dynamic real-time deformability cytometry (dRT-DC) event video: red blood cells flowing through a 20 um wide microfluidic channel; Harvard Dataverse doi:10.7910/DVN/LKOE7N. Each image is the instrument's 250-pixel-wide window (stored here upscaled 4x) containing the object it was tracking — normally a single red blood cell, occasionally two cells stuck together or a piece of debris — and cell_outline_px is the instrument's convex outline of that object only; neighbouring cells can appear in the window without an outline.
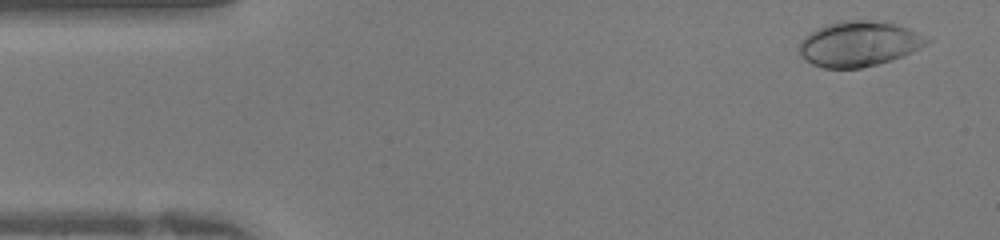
{"species": "human", "species_latin": "Homo sapiens", "temperature_condition": "warm", "stored_images_in_passage": 41, "camera_frame_rate_fps": 3000, "um_per_image_px": 0.085, "donor": {"sex": "female"}, "frame": {"image": 1, "passage_image": 2, "time_ms": 0.333, "image_size_px": [1000, 240], "cell_outline_px": [[932, 40], [920, 48], [912, 52], [876, 64], [860, 68], [824, 68], [812, 64], [804, 60], [800, 56], [800, 40], [804, 36], [816, 28], [840, 20], [868, 20], [892, 24], [908, 28], [928, 36]], "centroid_in_image_um": [72.98, 3.72], "position_along_channel_um": 12.0, "area_um2": 33.47}}
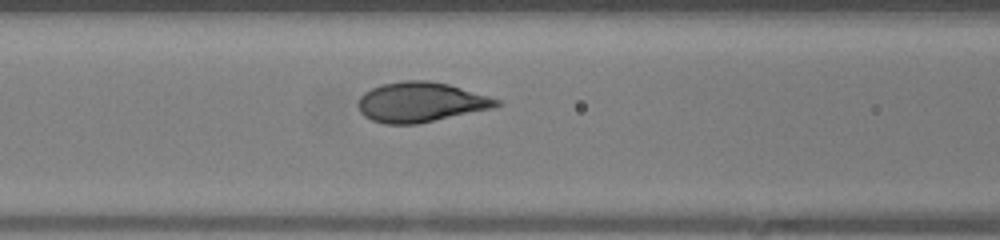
{"frame": {"image": 2, "passage_image": 16, "time_ms": 5.0, "image_size_px": [1000, 240], "cell_outline_px": [[504, 104], [492, 108], [416, 124], [384, 124], [372, 120], [364, 116], [360, 112], [356, 104], [360, 96], [364, 92], [372, 88], [384, 84], [404, 80], [428, 80], [448, 84], [488, 96], [500, 100]], "centroid_in_image_um": [35.73, 8.68], "position_along_channel_um": 130.9, "area_um2": 32.08}}
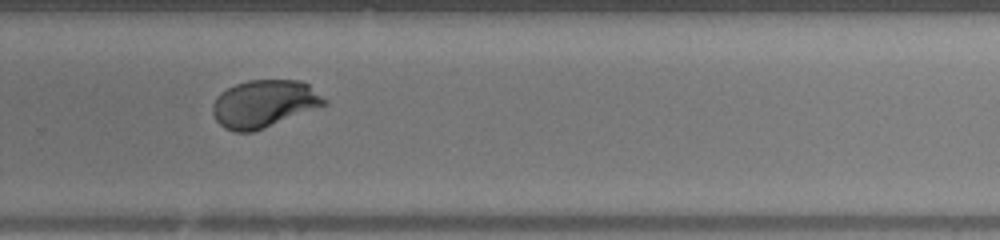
{"frame": {"image": 3, "passage_image": 27, "time_ms": 8.667, "image_size_px": [1000, 240], "cell_outline_px": [[328, 104], [264, 128], [252, 132], [236, 132], [224, 128], [216, 120], [212, 112], [212, 104], [216, 96], [220, 92], [236, 84], [248, 80], [300, 80], [308, 84], [328, 100]], "centroid_in_image_um": [22.44, 8.81], "position_along_channel_um": 307.4, "area_um2": 30.98}}